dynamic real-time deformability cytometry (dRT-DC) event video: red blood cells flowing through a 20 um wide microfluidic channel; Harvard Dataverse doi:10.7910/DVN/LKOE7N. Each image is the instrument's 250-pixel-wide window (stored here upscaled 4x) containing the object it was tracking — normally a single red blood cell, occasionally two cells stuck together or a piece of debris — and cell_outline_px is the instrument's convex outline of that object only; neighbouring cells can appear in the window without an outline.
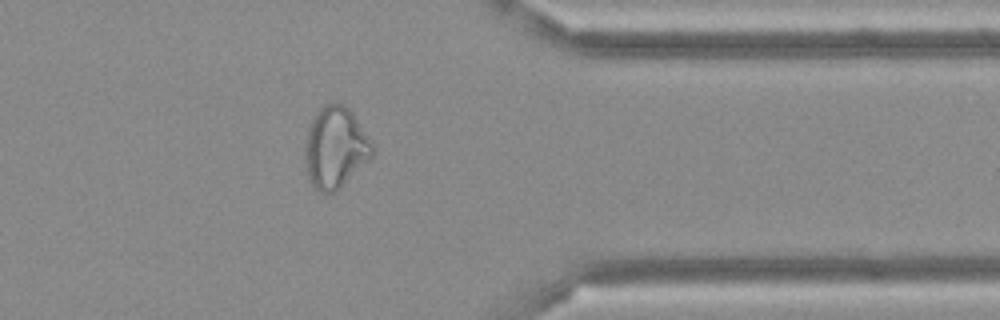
{"species": "Egyptian fruit bat (a non-hibernating species)", "species_latin": "Rousettus aegyptiacus", "temperature_condition": "cold", "stored_images_in_passage": 36, "camera_frame_rate_fps": 3000, "um_per_image_px": 0.085, "frame": {"image": 1, "passage_image": 26, "time_ms": 8.333, "image_size_px": [1000, 320], "cell_outline_px": [[376, 148], [372, 156], [336, 192], [320, 192], [312, 184], [304, 168], [304, 140], [308, 128], [316, 112], [324, 104], [332, 100], [336, 100], [344, 104], [352, 112], [372, 140]], "centroid_in_image_um": [28.49, 12.5], "position_along_channel_um": 382.9, "area_um2": 32.54}}